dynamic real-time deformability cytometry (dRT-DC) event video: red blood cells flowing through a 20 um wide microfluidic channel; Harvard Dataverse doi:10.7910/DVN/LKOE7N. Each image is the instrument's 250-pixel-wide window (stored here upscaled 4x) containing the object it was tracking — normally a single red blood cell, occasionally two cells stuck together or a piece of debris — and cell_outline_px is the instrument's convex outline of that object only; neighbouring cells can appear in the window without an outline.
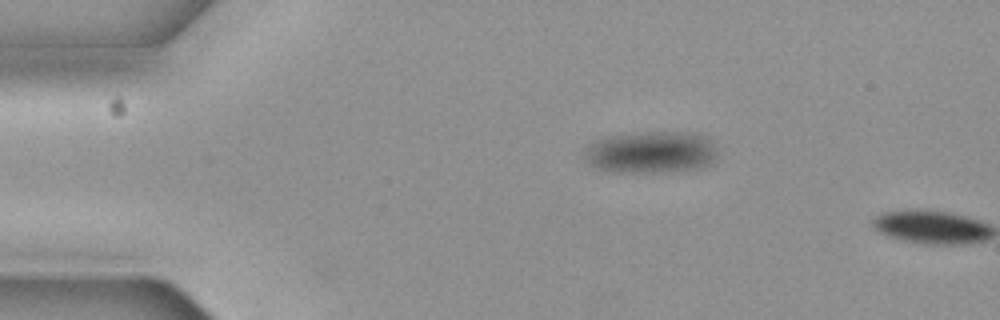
{"species": "common noctule bat (a hibernating species)", "species_latin": "Nyctalus noctula", "temperature_condition": "cold", "stored_images_in_passage": 2, "camera_frame_rate_fps": 3000, "um_per_image_px": 0.085, "animal": {"sex": "female", "body_mass_g": 19.3, "forearm_length_mm": 54.1}, "frame": {"image": 1, "passage_image": 1, "time_ms": 0.0, "image_size_px": [1000, 320], "cell_outline_px": [[716, 156], [708, 164], [700, 168], [652, 172], [608, 172], [592, 168], [588, 164], [588, 152], [600, 140], [616, 136], [656, 132], [692, 132], [708, 136], [716, 148]], "centroid_in_image_um": [55.45, 12.96], "position_along_channel_um": 29.6, "area_um2": 31.56}}